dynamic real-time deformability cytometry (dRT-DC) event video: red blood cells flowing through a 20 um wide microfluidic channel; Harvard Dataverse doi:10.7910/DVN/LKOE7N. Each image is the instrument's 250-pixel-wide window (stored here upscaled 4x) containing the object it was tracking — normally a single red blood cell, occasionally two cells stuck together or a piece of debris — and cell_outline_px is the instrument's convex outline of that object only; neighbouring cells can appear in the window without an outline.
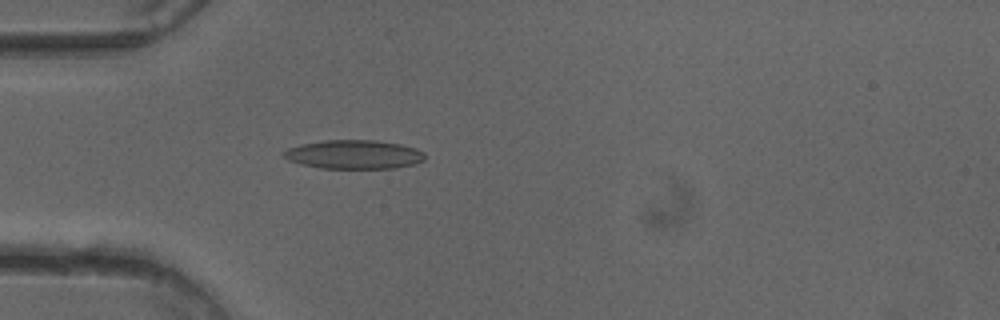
{"species": "common noctule bat (a hibernating species)", "species_latin": "Nyctalus noctula", "temperature_condition": "cold", "stored_images_in_passage": 51, "camera_frame_rate_fps": 3000, "um_per_image_px": 0.085, "animal": {"sex": "female"}, "frame": {"image": 1, "passage_image": 15, "time_ms": 4.667, "image_size_px": [1000, 320], "cell_outline_px": [[424, 160], [416, 164], [396, 168], [320, 168], [300, 164], [288, 160], [280, 156], [280, 152], [288, 148], [300, 144], [324, 140], [376, 140], [400, 144], [416, 148], [424, 152]], "centroid_in_image_um": [30.04, 13.13], "position_along_channel_um": 55.0, "area_um2": 24.04}}
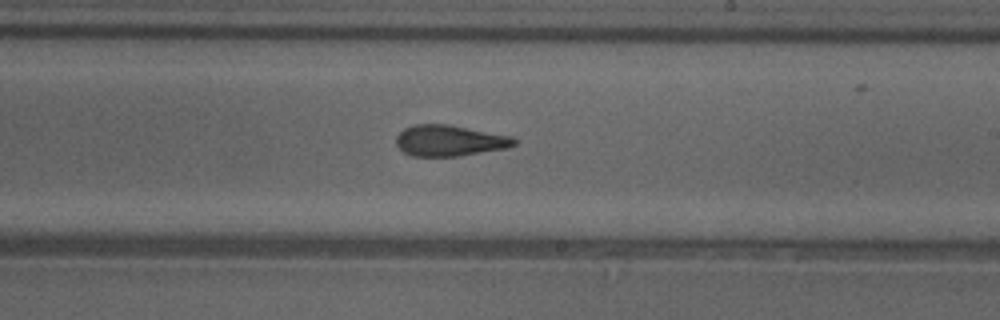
{"frame": {"image": 2, "passage_image": 30, "time_ms": 9.667, "image_size_px": [1000, 320], "cell_outline_px": [[516, 144], [508, 148], [460, 156], [412, 156], [404, 152], [396, 144], [396, 136], [404, 128], [412, 124], [448, 124], [512, 136], [516, 140]], "centroid_in_image_um": [38.21, 11.95], "position_along_channel_um": 250.8, "area_um2": 21.44}}
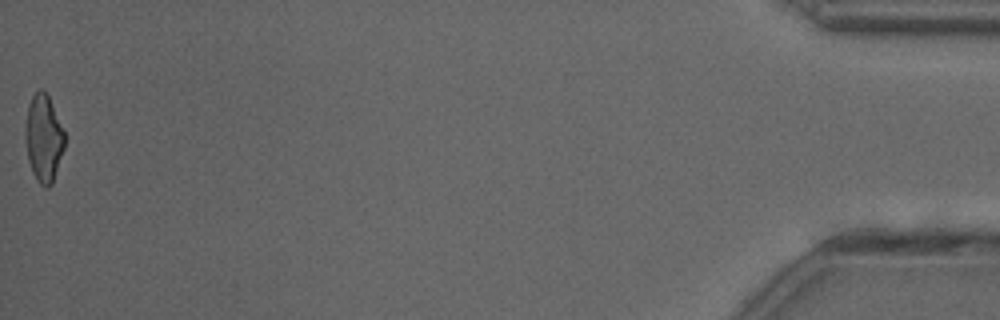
{"frame": {"image": 3, "passage_image": 51, "time_ms": 16.667, "image_size_px": [1000, 320], "cell_outline_px": [[64, 148], [52, 184], [48, 188], [44, 188], [36, 180], [32, 172], [28, 160], [24, 140], [24, 124], [28, 104], [32, 96], [40, 88], [44, 88], [48, 96], [64, 132]], "centroid_in_image_um": [3.67, 11.76], "position_along_channel_um": 431.5, "area_um2": 20.17}, "authors_computed_cell_mechanics": {"area_um2": 21.8484, "velocity_mm_per_s": 4.0542, "shape_relaxation_time_tau1_ms": 9.6532, "shape_relaxation_time_tau2_ms": 2.6039, "deformation_change_tau1": 0.2337, "deformation_change_tau2": 0.1249}}